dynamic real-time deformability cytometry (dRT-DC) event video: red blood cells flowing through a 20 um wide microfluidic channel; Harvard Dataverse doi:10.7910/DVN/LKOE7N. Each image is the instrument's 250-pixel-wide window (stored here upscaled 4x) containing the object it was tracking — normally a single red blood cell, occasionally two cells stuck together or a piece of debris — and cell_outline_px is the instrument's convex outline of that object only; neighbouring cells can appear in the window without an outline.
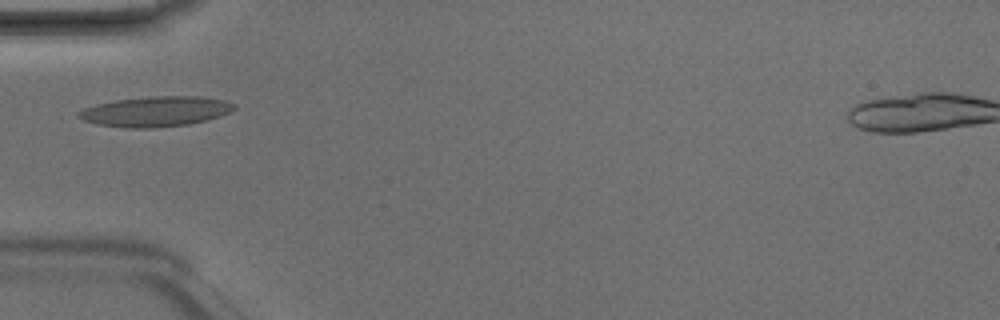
{"species": "Egyptian fruit bat (a non-hibernating species)", "species_latin": "Rousettus aegyptiacus", "temperature_condition": "room temperature", "stored_images_in_passage": 1, "camera_frame_rate_fps": 3000, "um_per_image_px": 0.085, "animal": {"sex": "male"}, "frame": {"image": 1, "passage_image": 1, "time_ms": 0.0, "image_size_px": [1000, 320], "cell_outline_px": [[236, 108], [232, 112], [220, 116], [188, 124], [152, 128], [128, 128], [96, 124], [84, 120], [76, 116], [76, 112], [84, 108], [96, 104], [116, 100], [148, 96], [200, 96], [224, 100], [236, 104]], "centroid_in_image_um": [13.23, 9.47], "position_along_channel_um": 71.8, "area_um2": 27.46}}